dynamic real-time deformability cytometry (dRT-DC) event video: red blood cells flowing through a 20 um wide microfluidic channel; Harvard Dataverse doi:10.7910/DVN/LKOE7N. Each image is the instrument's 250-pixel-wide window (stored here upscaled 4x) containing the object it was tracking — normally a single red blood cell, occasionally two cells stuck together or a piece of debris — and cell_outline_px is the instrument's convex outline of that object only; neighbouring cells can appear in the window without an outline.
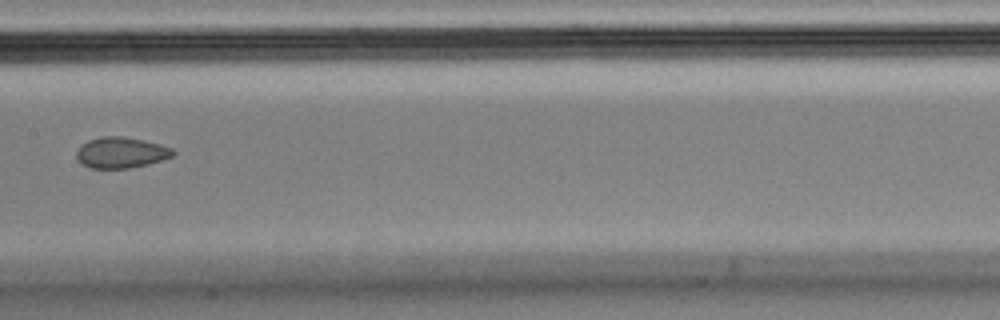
{"species": "Egyptian fruit bat (a non-hibernating species)", "species_latin": "Rousettus aegyptiacus", "temperature_condition": "cold", "stored_images_in_passage": 6, "camera_frame_rate_fps": 3000, "um_per_image_px": 0.085, "animal": {"sex": "male"}, "frame": {"image": 1, "passage_image": 5, "time_ms": 1.333, "image_size_px": [1000, 320], "cell_outline_px": [[176, 152], [172, 156], [148, 164], [128, 168], [88, 168], [76, 156], [76, 152], [80, 144], [88, 140], [100, 136], [124, 136], [160, 144], [172, 148]], "centroid_in_image_um": [10.27, 12.95], "position_along_channel_um": 197.1, "area_um2": 17.34}}
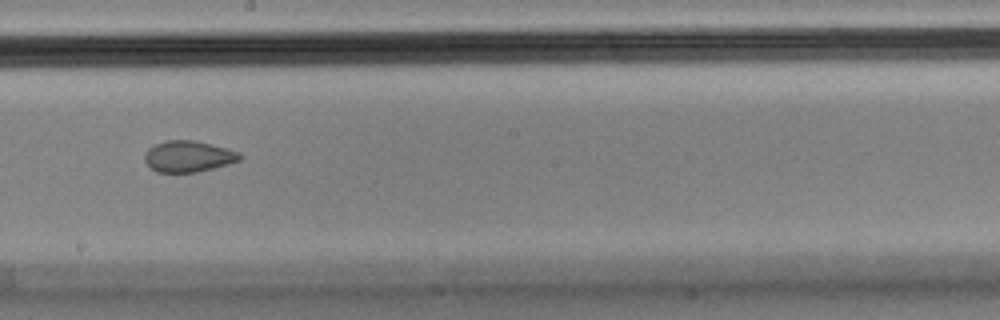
{"frame": {"image": 2, "passage_image": 6, "time_ms": 1.667, "image_size_px": [1000, 320], "cell_outline_px": [[244, 156], [240, 160], [228, 164], [196, 172], [156, 172], [144, 160], [144, 156], [148, 148], [164, 140], [192, 140], [240, 152]], "centroid_in_image_um": [16.0, 13.29], "position_along_channel_um": 232.2, "area_um2": 17.11}}